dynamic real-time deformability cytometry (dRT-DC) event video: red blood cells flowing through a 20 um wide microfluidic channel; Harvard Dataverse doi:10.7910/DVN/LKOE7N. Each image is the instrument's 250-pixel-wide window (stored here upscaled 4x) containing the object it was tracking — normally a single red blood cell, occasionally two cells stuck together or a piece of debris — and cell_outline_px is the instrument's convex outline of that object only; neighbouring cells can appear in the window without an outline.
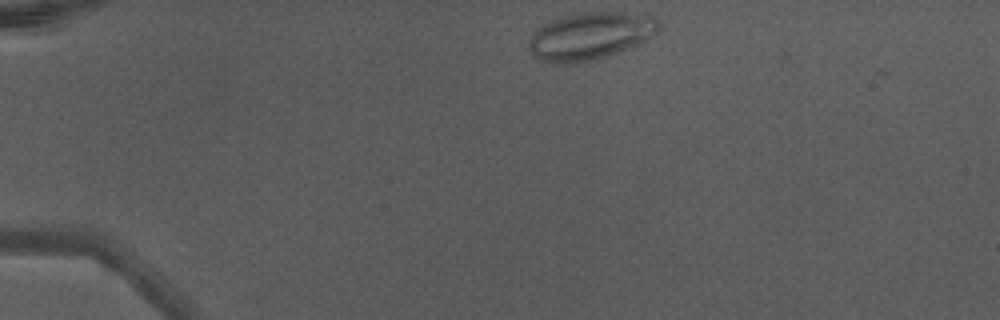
{"species": "Egyptian fruit bat (a non-hibernating species)", "species_latin": "Rousettus aegyptiacus", "temperature_condition": "warm", "stored_images_in_passage": 7, "camera_frame_rate_fps": 3000, "um_per_image_px": 0.085, "animal": {"sex": "male"}, "frame": {"image": 1, "passage_image": 1, "time_ms": 0.0, "image_size_px": [1000, 320], "cell_outline_px": [[660, 28], [652, 36], [628, 48], [600, 60], [576, 64], [552, 64], [536, 60], [528, 48], [528, 40], [544, 24], [560, 16], [580, 12], [624, 12], [652, 16], [660, 20]], "centroid_in_image_um": [50.14, 3.09], "position_along_channel_um": 34.9, "area_um2": 36.47}}